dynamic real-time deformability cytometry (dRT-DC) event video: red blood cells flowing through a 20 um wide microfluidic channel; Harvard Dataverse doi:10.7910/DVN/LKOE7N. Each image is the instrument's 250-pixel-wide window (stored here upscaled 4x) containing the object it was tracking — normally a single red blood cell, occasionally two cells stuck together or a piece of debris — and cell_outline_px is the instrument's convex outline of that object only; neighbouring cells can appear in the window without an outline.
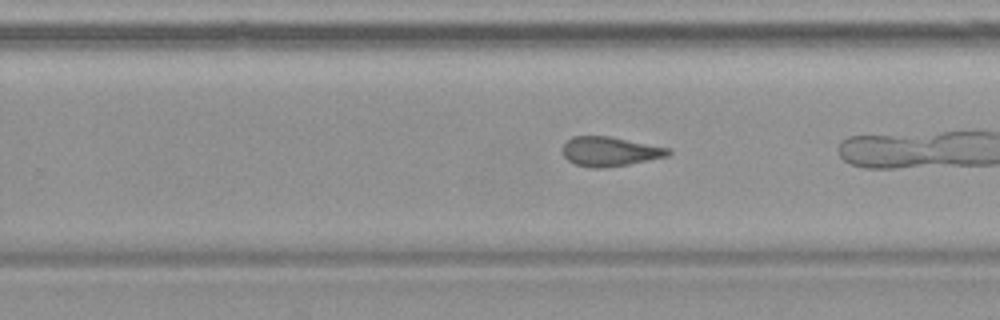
{"species": "common noctule bat (a hibernating species)", "species_latin": "Nyctalus noctula", "temperature_condition": "warm", "stored_images_in_passage": 24, "camera_frame_rate_fps": 3000, "um_per_image_px": 0.085, "animal": {"sex": "female", "body_mass_g": 19.9}, "frame": {"image": 1, "passage_image": 17, "time_ms": 5.333, "image_size_px": [1000, 320], "cell_outline_px": [[672, 152], [668, 156], [628, 164], [604, 168], [592, 168], [576, 164], [568, 160], [564, 156], [564, 144], [572, 136], [612, 136], [668, 148]], "centroid_in_image_um": [51.85, 12.87], "position_along_channel_um": 278.0, "area_um2": 17.98}}